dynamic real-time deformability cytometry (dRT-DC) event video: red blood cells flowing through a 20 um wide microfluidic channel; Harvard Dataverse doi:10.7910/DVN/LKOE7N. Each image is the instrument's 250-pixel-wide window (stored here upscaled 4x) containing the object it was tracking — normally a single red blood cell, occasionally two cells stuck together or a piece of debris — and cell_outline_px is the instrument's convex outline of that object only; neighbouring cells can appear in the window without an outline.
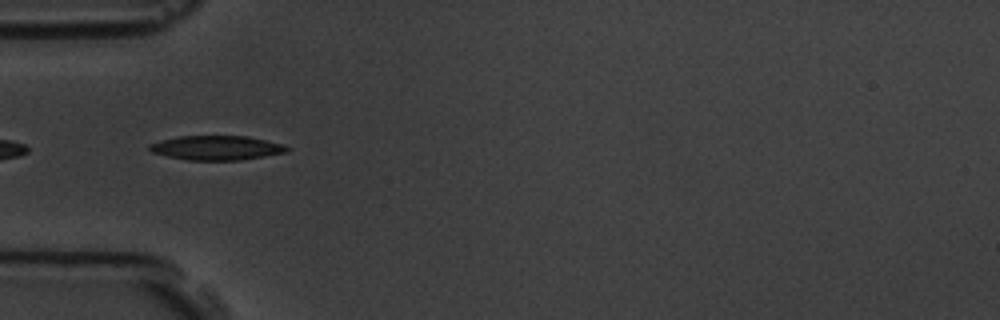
{"species": "common noctule bat (a hibernating species)", "species_latin": "Nyctalus noctula", "temperature_condition": "room temperature", "stored_images_in_passage": 10, "camera_frame_rate_fps": 3000, "um_per_image_px": 0.085, "animal": {"sex": "male", "body_mass_g": 19.5, "forearm_length_mm": 54.6}, "frame": {"image": 1, "passage_image": 5, "time_ms": 4.667, "image_size_px": [1000, 320], "cell_outline_px": [[292, 148], [288, 152], [240, 160], [188, 160], [168, 156], [152, 152], [148, 148], [148, 144], [160, 140], [180, 136], [248, 136], [284, 144]], "centroid_in_image_um": [18.44, 12.56], "position_along_channel_um": 66.6, "area_um2": 19.59}}
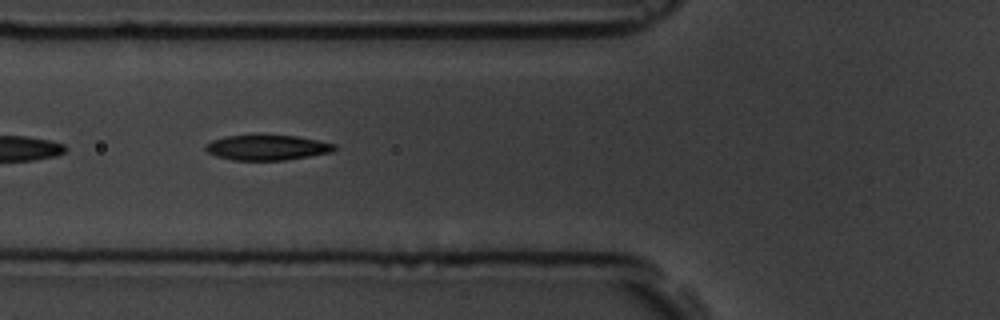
{"frame": {"image": 2, "passage_image": 6, "time_ms": 5.667, "image_size_px": [1000, 320], "cell_outline_px": [[336, 148], [332, 152], [284, 160], [232, 160], [216, 156], [208, 152], [204, 148], [204, 144], [212, 140], [228, 136], [260, 132], [296, 136], [336, 144]], "centroid_in_image_um": [22.66, 12.5], "position_along_channel_um": 103.1, "area_um2": 19.59}}
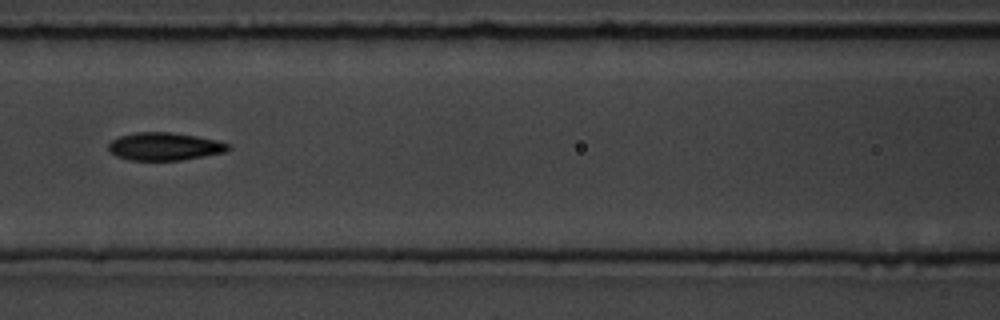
{"frame": {"image": 3, "passage_image": 7, "time_ms": 7.0, "image_size_px": [1000, 320], "cell_outline_px": [[232, 148], [224, 152], [204, 156], [180, 160], [128, 160], [116, 156], [108, 148], [108, 144], [112, 140], [120, 136], [136, 132], [172, 132], [196, 136], [216, 140], [232, 144]], "centroid_in_image_um": [14.01, 12.44], "position_along_channel_um": 152.6, "area_um2": 19.42}}